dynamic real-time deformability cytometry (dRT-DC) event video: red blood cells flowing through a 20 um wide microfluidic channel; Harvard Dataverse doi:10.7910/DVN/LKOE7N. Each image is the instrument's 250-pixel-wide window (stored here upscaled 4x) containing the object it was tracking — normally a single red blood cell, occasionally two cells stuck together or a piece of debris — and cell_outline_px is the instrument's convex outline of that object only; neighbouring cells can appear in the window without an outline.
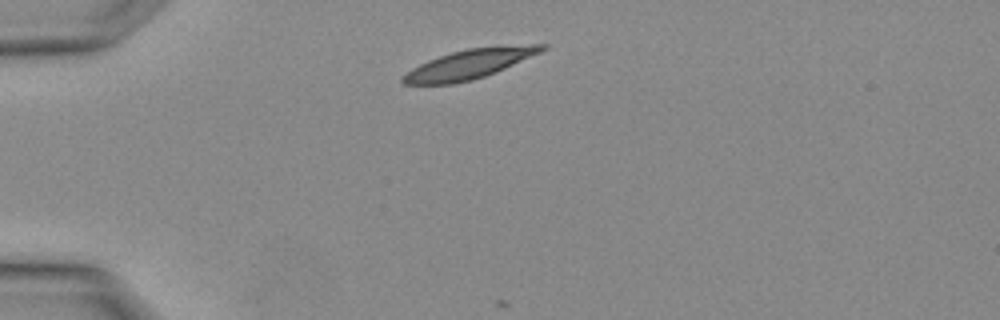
{"species": "Egyptian fruit bat (a non-hibernating species)", "species_latin": "Rousettus aegyptiacus", "temperature_condition": "warm", "stored_images_in_passage": 1, "camera_frame_rate_fps": 3000, "um_per_image_px": 0.085, "animal": {"sex": "female"}, "frame": {"image": 1, "passage_image": 1, "time_ms": 0.0, "image_size_px": [1000, 320], "cell_outline_px": [[548, 48], [540, 52], [496, 72], [472, 80], [452, 84], [404, 84], [400, 80], [400, 76], [412, 68], [428, 60], [452, 52], [468, 48], [532, 44], [548, 44]], "centroid_in_image_um": [39.87, 5.45], "position_along_channel_um": 45.1, "area_um2": 23.64}}